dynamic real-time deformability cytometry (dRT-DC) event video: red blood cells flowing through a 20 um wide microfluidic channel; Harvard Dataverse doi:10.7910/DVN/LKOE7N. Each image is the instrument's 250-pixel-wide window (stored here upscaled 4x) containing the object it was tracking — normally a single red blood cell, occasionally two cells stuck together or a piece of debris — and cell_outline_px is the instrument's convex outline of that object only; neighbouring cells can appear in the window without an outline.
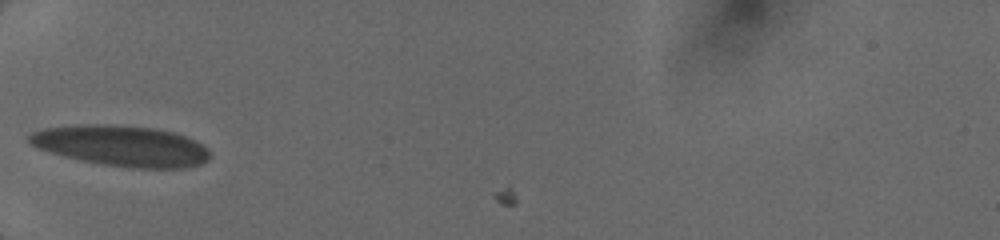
{"species": "human", "species_latin": "Homo sapiens", "temperature_condition": "cold", "stored_images_in_passage": 19, "camera_frame_rate_fps": 3000, "um_per_image_px": 0.085, "donor": {"sex": "female"}, "frame": {"image": 1, "passage_image": 5, "time_ms": 1.0, "image_size_px": [1000, 240], "cell_outline_px": [[208, 160], [200, 164], [188, 168], [132, 168], [104, 164], [80, 160], [64, 156], [40, 148], [32, 144], [28, 140], [28, 136], [32, 132], [44, 128], [76, 124], [112, 124], [156, 128], [188, 136], [196, 140], [208, 148]], "centroid_in_image_um": [10.36, 12.38], "position_along_channel_um": 74.6, "area_um2": 43.0}}
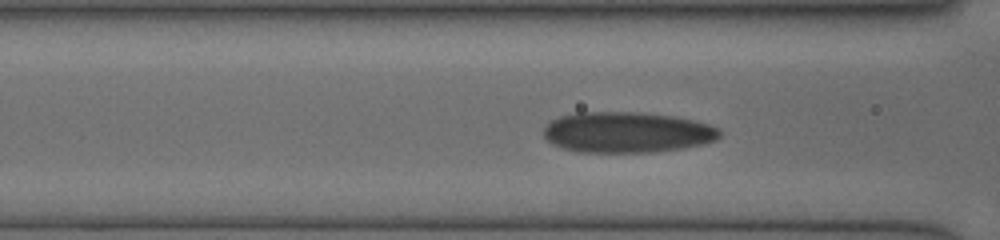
{"frame": {"image": 2, "passage_image": 9, "time_ms": 2.0, "image_size_px": [1000, 240], "cell_outline_px": [[724, 132], [716, 140], [704, 144], [684, 148], [652, 152], [576, 152], [552, 144], [544, 136], [544, 128], [552, 120], [560, 116], [576, 112], [640, 112], [676, 116], [696, 120], [720, 128]], "centroid_in_image_um": [53.35, 11.24], "position_along_channel_um": 113.2, "area_um2": 42.25}}
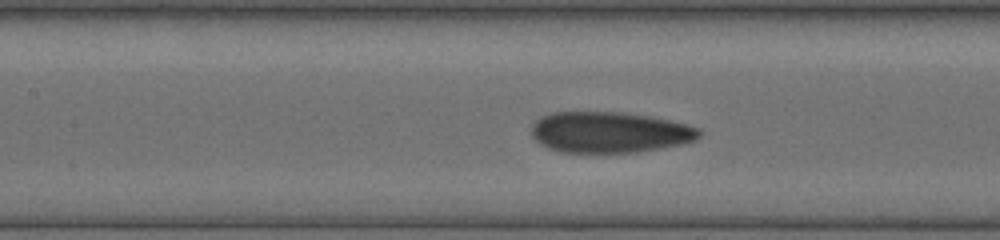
{"frame": {"image": 3, "passage_image": 13, "time_ms": 3.0, "image_size_px": [1000, 240], "cell_outline_px": [[704, 132], [696, 140], [684, 144], [636, 152], [560, 152], [548, 148], [540, 144], [532, 136], [532, 124], [536, 120], [552, 112], [616, 112], [648, 116], [668, 120], [700, 128]], "centroid_in_image_um": [51.83, 11.25], "position_along_channel_um": 155.6, "area_um2": 39.94}}